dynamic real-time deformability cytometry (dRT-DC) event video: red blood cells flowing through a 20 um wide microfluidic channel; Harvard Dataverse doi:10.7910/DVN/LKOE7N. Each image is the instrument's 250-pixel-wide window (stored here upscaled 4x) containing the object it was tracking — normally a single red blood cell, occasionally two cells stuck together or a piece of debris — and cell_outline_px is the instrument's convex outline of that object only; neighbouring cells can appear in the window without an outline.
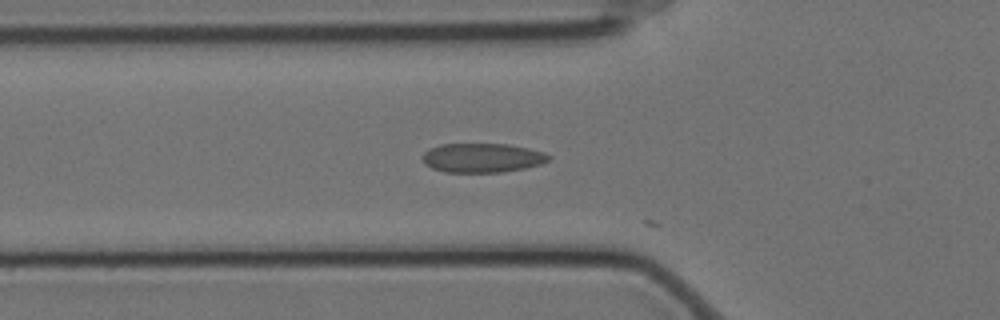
{"species": "Egyptian fruit bat (a non-hibernating species)", "species_latin": "Rousettus aegyptiacus", "temperature_condition": "cold", "stored_images_in_passage": 24, "camera_frame_rate_fps": 3000, "um_per_image_px": 0.085, "animal": {"sex": "female"}, "frame": {"image": 1, "passage_image": 20, "time_ms": 6.333, "image_size_px": [1000, 320], "cell_outline_px": [[552, 156], [548, 160], [540, 164], [524, 168], [500, 172], [444, 172], [432, 168], [424, 164], [420, 156], [428, 148], [440, 144], [508, 144], [528, 148], [544, 152]], "centroid_in_image_um": [40.94, 13.41], "position_along_channel_um": 84.9, "area_um2": 21.62}}
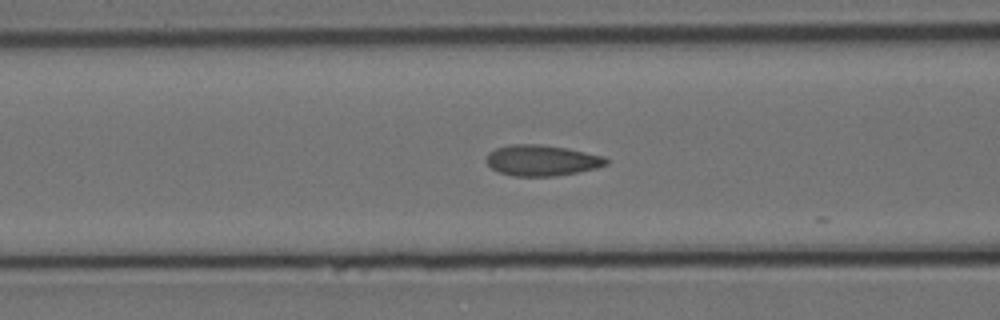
{"frame": {"image": 2, "passage_image": 23, "time_ms": 7.333, "image_size_px": [1000, 320], "cell_outline_px": [[608, 164], [596, 168], [556, 176], [512, 176], [500, 172], [492, 168], [484, 160], [488, 152], [496, 148], [508, 144], [540, 144], [568, 148], [604, 156], [608, 160]], "centroid_in_image_um": [46.03, 13.62], "position_along_channel_um": 120.6, "area_um2": 21.68}}